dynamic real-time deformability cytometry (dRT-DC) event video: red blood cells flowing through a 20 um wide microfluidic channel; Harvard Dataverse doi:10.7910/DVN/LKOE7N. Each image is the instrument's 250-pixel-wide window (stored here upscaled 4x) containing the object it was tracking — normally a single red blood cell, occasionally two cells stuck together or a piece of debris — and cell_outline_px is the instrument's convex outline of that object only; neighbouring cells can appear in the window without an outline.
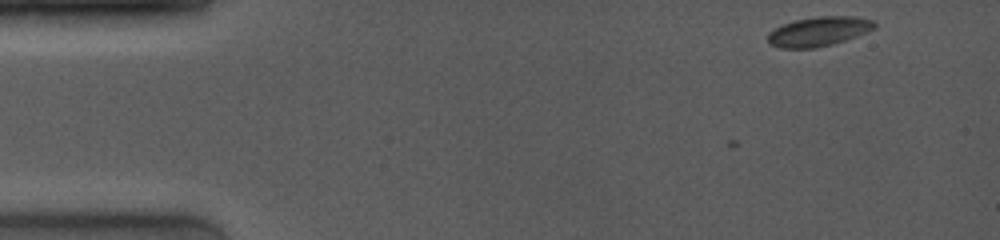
{"species": "common noctule bat (a hibernating species)", "species_latin": "Nyctalus noctula", "temperature_condition": "room temperature", "stored_images_in_passage": 1, "camera_frame_rate_fps": 4000, "um_per_image_px": 0.085, "animal": {"sex": "female", "body_mass_g": 19.0, "forearm_length_mm": 53.3}, "frame": {"image": 1, "passage_image": 1, "time_ms": 0.0, "image_size_px": [1000, 240], "cell_outline_px": [[876, 28], [856, 36], [832, 44], [816, 48], [780, 48], [768, 44], [768, 32], [784, 24], [796, 20], [820, 16], [856, 16], [876, 20]], "centroid_in_image_um": [69.62, 2.67], "position_along_channel_um": 15.4, "area_um2": 18.32}}